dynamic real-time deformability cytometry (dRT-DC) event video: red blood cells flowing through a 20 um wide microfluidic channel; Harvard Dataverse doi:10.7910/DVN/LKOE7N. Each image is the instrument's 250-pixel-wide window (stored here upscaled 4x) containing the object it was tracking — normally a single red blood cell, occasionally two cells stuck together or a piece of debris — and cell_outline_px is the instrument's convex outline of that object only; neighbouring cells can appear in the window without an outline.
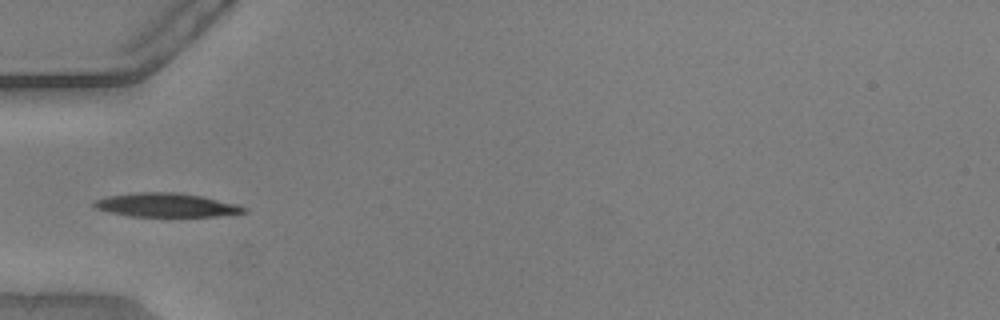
{"species": "common noctule bat (a hibernating species)", "species_latin": "Nyctalus noctula", "temperature_condition": "warm", "stored_images_in_passage": 36, "camera_frame_rate_fps": 3000, "um_per_image_px": 0.085, "animal": {"sex": "male", "body_mass_g": 20.5, "forearm_length_mm": 52.5}, "frame": {"image": 1, "passage_image": 1, "time_ms": 0.0, "image_size_px": [1000, 320], "cell_outline_px": [[248, 212], [216, 216], [132, 216], [108, 212], [96, 208], [92, 204], [96, 200], [108, 196], [136, 192], [176, 192], [204, 196], [236, 204], [248, 208]], "centroid_in_image_um": [14.16, 17.42], "position_along_channel_um": 70.8, "area_um2": 20.75}}
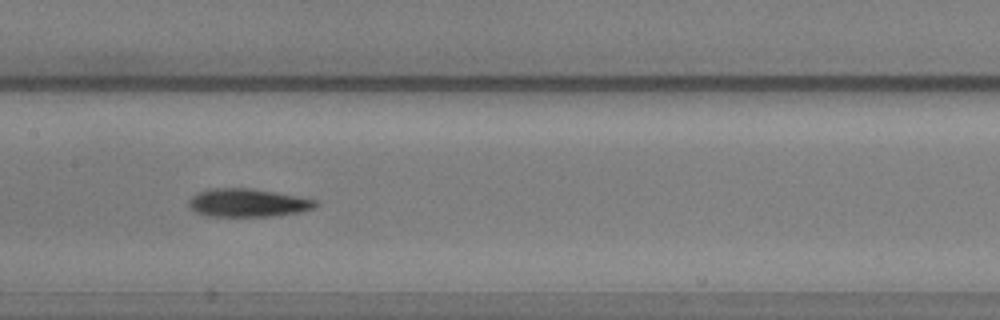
{"frame": {"image": 2, "passage_image": 10, "time_ms": 3.0, "image_size_px": [1000, 320], "cell_outline_px": [[316, 208], [296, 212], [268, 216], [212, 216], [196, 212], [188, 204], [188, 200], [196, 192], [208, 188], [252, 188], [316, 200]], "centroid_in_image_um": [20.99, 17.22], "position_along_channel_um": 186.4, "area_um2": 20.52}}
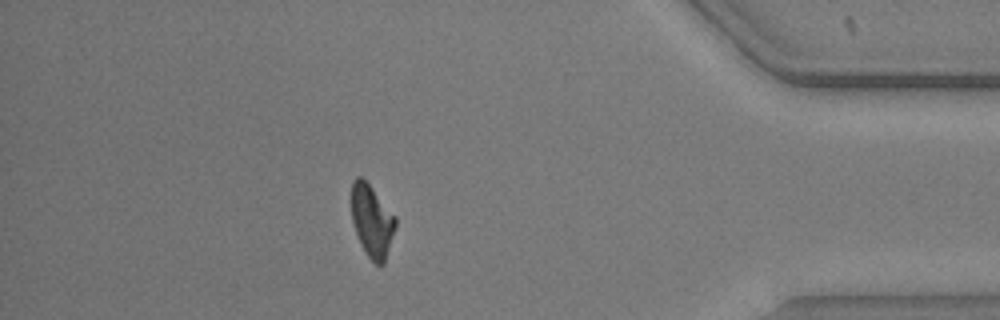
{"frame": {"image": 3, "passage_image": 30, "time_ms": 9.667, "image_size_px": [1000, 320], "cell_outline_px": [[396, 228], [384, 264], [376, 264], [368, 256], [360, 244], [352, 220], [352, 180], [356, 176], [360, 176], [372, 188], [396, 216]], "centroid_in_image_um": [31.63, 18.78], "position_along_channel_um": 403.6, "area_um2": 18.44}, "authors_computed_cell_mechanics": {"area_um2": 19.6231, "velocity_mm_per_s": 3.8267, "shape_relaxation_time_tau1_ms": 5.1793, "shape_relaxation_time_tau2_ms": 5.1404, "deformation_change_tau1": 0.1657, "deformation_change_tau2": 0.1249}}